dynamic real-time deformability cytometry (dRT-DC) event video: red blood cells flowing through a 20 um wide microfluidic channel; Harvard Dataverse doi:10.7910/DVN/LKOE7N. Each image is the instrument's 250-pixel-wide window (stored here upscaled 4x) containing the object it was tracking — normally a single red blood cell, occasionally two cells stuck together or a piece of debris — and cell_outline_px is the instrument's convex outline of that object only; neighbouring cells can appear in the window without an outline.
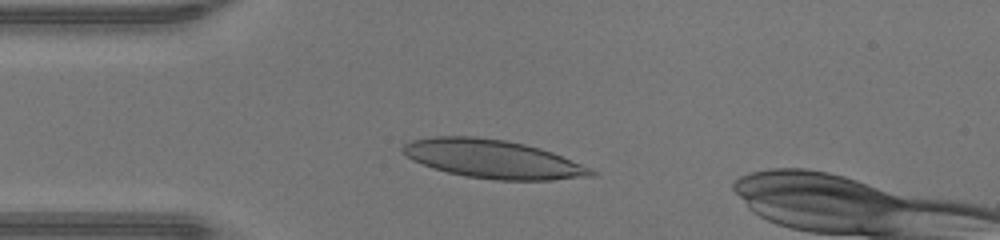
{"species": "human", "species_latin": "Homo sapiens", "temperature_condition": "warm", "stored_images_in_passage": 38, "camera_frame_rate_fps": 3000, "um_per_image_px": 0.085, "donor": {"sex": "male"}, "frame": {"image": 1, "passage_image": 8, "time_ms": 2.333, "image_size_px": [1000, 240], "cell_outline_px": [[600, 172], [596, 176], [552, 180], [496, 180], [464, 176], [432, 168], [412, 160], [400, 148], [404, 144], [412, 140], [432, 136], [476, 136], [504, 140], [524, 144], [540, 148], [552, 152], [592, 168]], "centroid_in_image_um": [41.93, 13.52], "position_along_channel_um": 43.1, "area_um2": 42.43}}
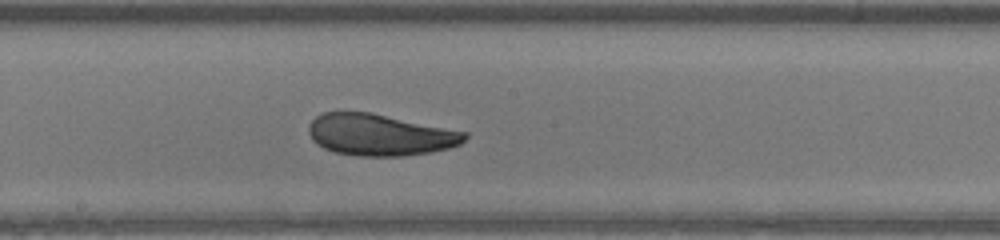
{"frame": {"image": 2, "passage_image": 21, "time_ms": 6.667, "image_size_px": [1000, 240], "cell_outline_px": [[468, 136], [460, 144], [448, 148], [432, 152], [404, 156], [360, 156], [336, 152], [324, 148], [316, 144], [312, 140], [308, 132], [308, 124], [316, 116], [324, 112], [372, 112], [468, 132]], "centroid_in_image_um": [32.29, 11.45], "position_along_channel_um": 215.9, "area_um2": 38.03}}
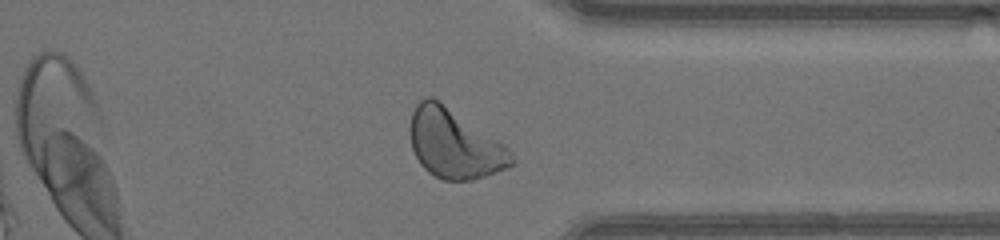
{"frame": {"image": 3, "passage_image": 32, "time_ms": 10.333, "image_size_px": [1000, 240], "cell_outline_px": [[516, 164], [496, 172], [472, 180], [444, 180], [428, 172], [420, 164], [412, 148], [408, 132], [408, 128], [412, 112], [416, 104], [420, 100], [428, 96], [432, 96], [440, 100], [504, 144], [512, 152], [516, 160]], "centroid_in_image_um": [38.61, 12.21], "position_along_channel_um": 372.8, "area_um2": 41.21}, "authors_computed_cell_mechanics": {"area_um2": 40.0554, "velocity_mm_per_s": 4.3978, "shape_relaxation_time_tau1_ms": 3.6728, "shape_relaxation_time_tau2_ms": 1.0492, "deformation_change_tau1": 0.1639, "deformation_change_tau2": 0.0568}}